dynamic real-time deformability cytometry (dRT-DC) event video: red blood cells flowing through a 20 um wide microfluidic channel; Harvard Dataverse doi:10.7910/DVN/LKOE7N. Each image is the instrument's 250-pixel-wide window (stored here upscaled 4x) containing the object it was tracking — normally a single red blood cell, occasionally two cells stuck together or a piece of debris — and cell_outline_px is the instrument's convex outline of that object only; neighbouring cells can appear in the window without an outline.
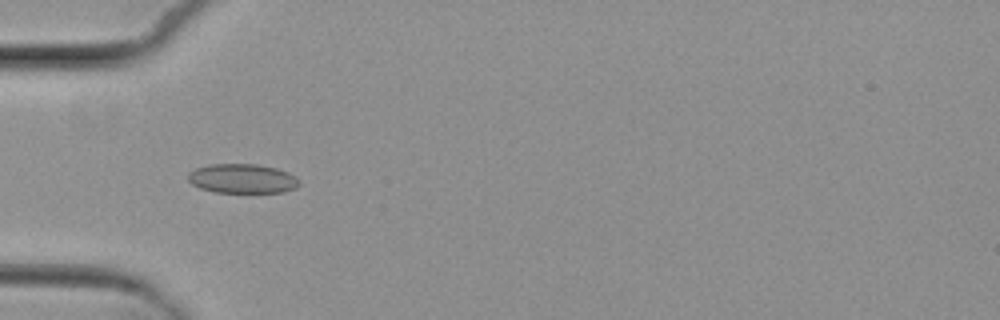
{"species": "common noctule bat (a hibernating species)", "species_latin": "Nyctalus noctula", "temperature_condition": "cold", "stored_images_in_passage": 8, "camera_frame_rate_fps": 3000, "um_per_image_px": 0.085, "animal": {"sex": "female", "body_mass_g": 29.2, "forearm_length_mm": 56.3}, "frame": {"image": 1, "passage_image": 5, "time_ms": 4.667, "image_size_px": [1000, 320], "cell_outline_px": [[300, 184], [296, 188], [284, 192], [216, 192], [200, 188], [192, 184], [188, 180], [188, 172], [196, 168], [208, 164], [256, 164], [276, 168], [288, 172], [296, 176], [300, 180]], "centroid_in_image_um": [20.62, 15.17], "position_along_channel_um": 64.4, "area_um2": 19.13}}
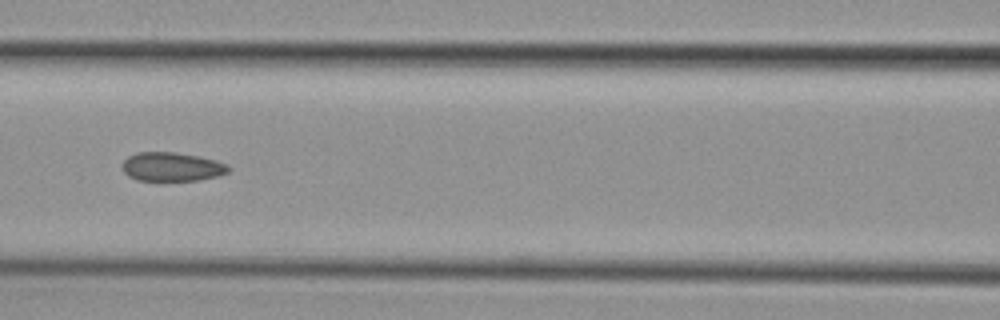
{"frame": {"image": 2, "passage_image": 7, "time_ms": 7.0, "image_size_px": [1000, 320], "cell_outline_px": [[232, 168], [228, 172], [220, 176], [200, 180], [136, 180], [128, 176], [124, 172], [124, 160], [128, 156], [136, 152], [176, 152], [200, 156], [216, 160], [228, 164]], "centroid_in_image_um": [14.67, 14.17], "position_along_channel_um": 151.9, "area_um2": 18.03}}
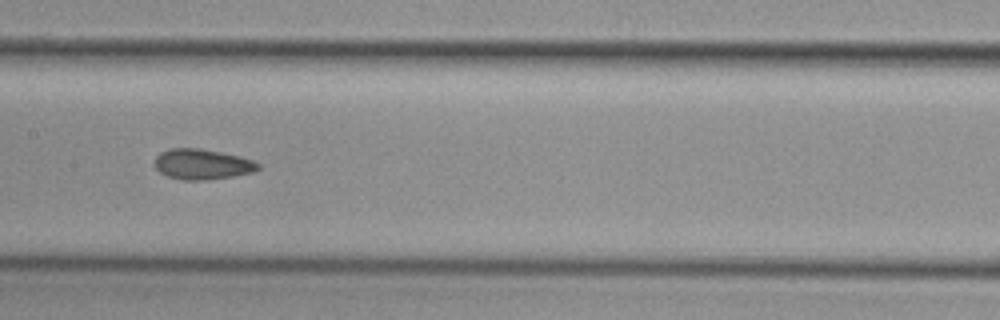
{"frame": {"image": 3, "passage_image": 8, "time_ms": 8.0, "image_size_px": [1000, 320], "cell_outline_px": [[260, 168], [252, 172], [232, 176], [208, 180], [180, 180], [168, 176], [160, 172], [156, 168], [156, 156], [160, 152], [172, 148], [200, 148], [240, 156], [252, 160], [260, 164]], "centroid_in_image_um": [17.19, 13.96], "position_along_channel_um": 190.2, "area_um2": 18.26}}